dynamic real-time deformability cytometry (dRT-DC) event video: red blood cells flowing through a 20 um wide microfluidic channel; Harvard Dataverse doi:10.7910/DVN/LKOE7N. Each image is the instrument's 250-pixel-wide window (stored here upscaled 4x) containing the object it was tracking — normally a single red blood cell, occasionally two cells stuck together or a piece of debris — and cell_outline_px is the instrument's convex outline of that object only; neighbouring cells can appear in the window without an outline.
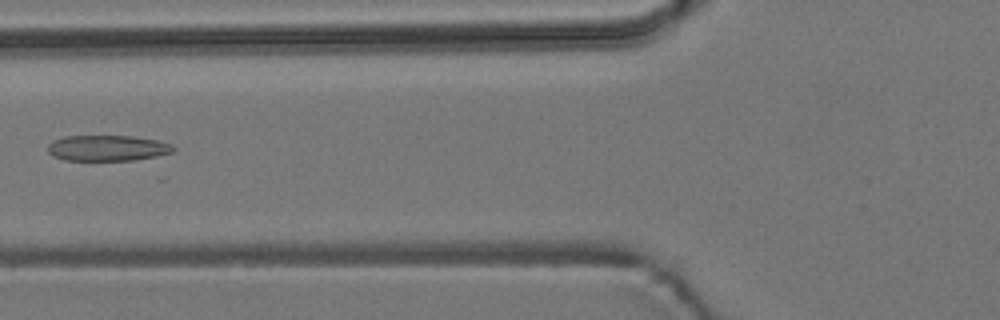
{"species": "common noctule bat (a hibernating species)", "species_latin": "Nyctalus noctula", "temperature_condition": "room temperature", "stored_images_in_passage": 5, "camera_frame_rate_fps": 3000, "um_per_image_px": 0.085, "animal": {"sex": "male", "body_mass_g": 19.2, "forearm_length_mm": 51.8}, "frame": {"image": 1, "passage_image": 5, "time_ms": 4.333, "image_size_px": [1000, 320], "cell_outline_px": [[176, 148], [172, 152], [156, 156], [132, 160], [64, 160], [52, 156], [48, 152], [48, 144], [52, 140], [64, 136], [136, 136], [156, 140], [172, 144]], "centroid_in_image_um": [9.11, 12.58], "position_along_channel_um": 116.7, "area_um2": 18.9}}